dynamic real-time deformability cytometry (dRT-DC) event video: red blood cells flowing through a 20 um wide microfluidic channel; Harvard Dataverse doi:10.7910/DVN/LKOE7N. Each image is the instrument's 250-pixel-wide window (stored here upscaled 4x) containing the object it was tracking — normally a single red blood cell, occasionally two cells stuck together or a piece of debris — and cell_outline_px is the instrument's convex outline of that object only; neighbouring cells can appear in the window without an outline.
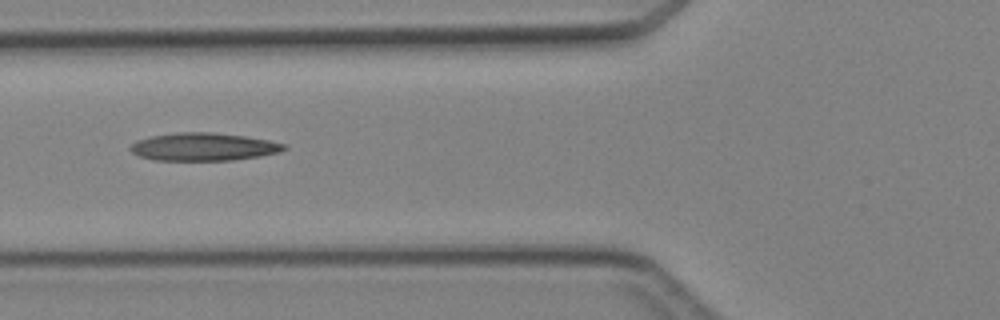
{"species": "Egyptian fruit bat (a non-hibernating species)", "species_latin": "Rousettus aegyptiacus", "temperature_condition": "cold", "stored_images_in_passage": 5, "camera_frame_rate_fps": 3000, "um_per_image_px": 0.085, "animal": {"sex": "female"}, "frame": {"image": 1, "passage_image": 5, "time_ms": 5.333, "image_size_px": [1000, 320], "cell_outline_px": [[288, 148], [280, 152], [260, 156], [232, 160], [156, 160], [140, 156], [132, 152], [128, 148], [136, 140], [152, 136], [176, 132], [212, 132], [244, 136], [268, 140], [288, 144]], "centroid_in_image_um": [17.32, 12.47], "position_along_channel_um": 108.5, "area_um2": 24.97}}